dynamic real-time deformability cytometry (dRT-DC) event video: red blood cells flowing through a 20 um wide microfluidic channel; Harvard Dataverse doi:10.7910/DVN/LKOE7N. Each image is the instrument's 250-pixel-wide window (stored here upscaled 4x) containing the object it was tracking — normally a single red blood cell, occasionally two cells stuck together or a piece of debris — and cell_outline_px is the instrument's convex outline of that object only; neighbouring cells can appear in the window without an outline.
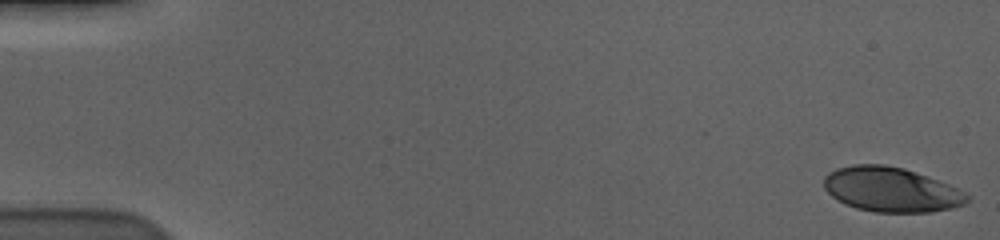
{"species": "human", "species_latin": "Homo sapiens", "temperature_condition": "cold", "stored_images_in_passage": 58, "camera_frame_rate_fps": 3000, "um_per_image_px": 0.085, "donor": {"sex": "male"}, "frame": {"image": 1, "passage_image": 1, "time_ms": 0.0, "image_size_px": [1000, 240], "cell_outline_px": [[972, 196], [964, 204], [952, 208], [932, 212], [876, 212], [856, 208], [844, 204], [836, 200], [824, 188], [824, 176], [828, 172], [836, 168], [852, 164], [884, 164], [904, 168], [948, 184]], "centroid_in_image_um": [75.72, 16.11], "position_along_channel_um": 9.3, "area_um2": 37.4}}
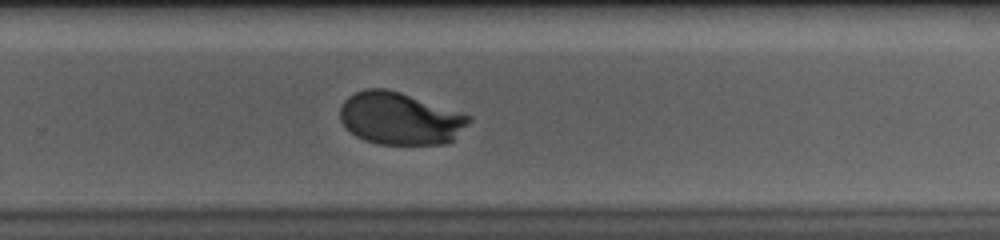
{"frame": {"image": 2, "passage_image": 39, "time_ms": 12.667, "image_size_px": [1000, 240], "cell_outline_px": [[472, 120], [452, 140], [444, 144], [376, 144], [364, 140], [356, 136], [340, 120], [340, 108], [344, 100], [348, 96], [364, 88], [384, 88], [400, 92], [472, 116]], "centroid_in_image_um": [33.99, 10.07], "position_along_channel_um": 295.8, "area_um2": 39.13}}
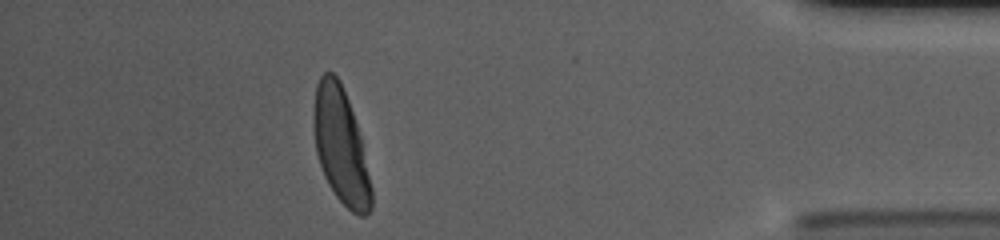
{"frame": {"image": 3, "passage_image": 52, "time_ms": 17.0, "image_size_px": [1000, 240], "cell_outline_px": [[372, 208], [364, 216], [360, 216], [352, 212], [336, 196], [328, 184], [324, 176], [316, 152], [316, 84], [320, 76], [324, 72], [332, 72], [340, 80], [348, 100], [360, 136], [372, 188]], "centroid_in_image_um": [29.0, 12.46], "position_along_channel_um": 406.2, "area_um2": 37.63}, "authors_computed_cell_mechanics": {"area_um2": 39.1884, "velocity_mm_per_s": 3.5627, "shape_relaxation_time_tau1_ms": 2.8965, "shape_relaxation_time_tau2_ms": null, "deformation_change_tau1": 0.1862, "deformation_change_tau2": null}}